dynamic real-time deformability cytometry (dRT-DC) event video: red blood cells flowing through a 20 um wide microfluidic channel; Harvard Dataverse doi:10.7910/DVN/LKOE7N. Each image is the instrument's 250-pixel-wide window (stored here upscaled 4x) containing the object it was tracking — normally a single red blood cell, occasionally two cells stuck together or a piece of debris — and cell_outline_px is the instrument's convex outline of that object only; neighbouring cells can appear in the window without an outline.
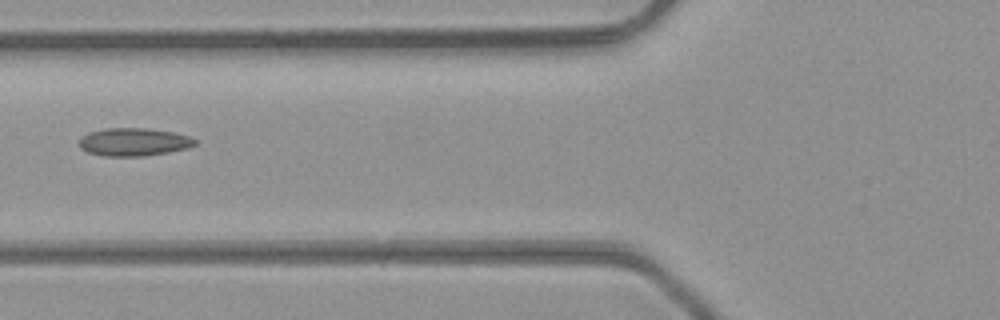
{"species": "common noctule bat (a hibernating species)", "species_latin": "Nyctalus noctula", "temperature_condition": "room temperature", "stored_images_in_passage": 6, "camera_frame_rate_fps": 3000, "um_per_image_px": 0.085, "animal": {"sex": "male", "body_mass_g": 23.1, "forearm_length_mm": 52.7}, "frame": {"image": 1, "passage_image": 6, "time_ms": 1.667, "image_size_px": [1000, 320], "cell_outline_px": [[196, 144], [188, 148], [168, 152], [144, 156], [104, 156], [88, 152], [80, 148], [80, 136], [88, 132], [104, 128], [148, 128], [172, 132], [188, 136], [196, 140]], "centroid_in_image_um": [11.34, 12.06], "position_along_channel_um": 114.5, "area_um2": 18.9}}